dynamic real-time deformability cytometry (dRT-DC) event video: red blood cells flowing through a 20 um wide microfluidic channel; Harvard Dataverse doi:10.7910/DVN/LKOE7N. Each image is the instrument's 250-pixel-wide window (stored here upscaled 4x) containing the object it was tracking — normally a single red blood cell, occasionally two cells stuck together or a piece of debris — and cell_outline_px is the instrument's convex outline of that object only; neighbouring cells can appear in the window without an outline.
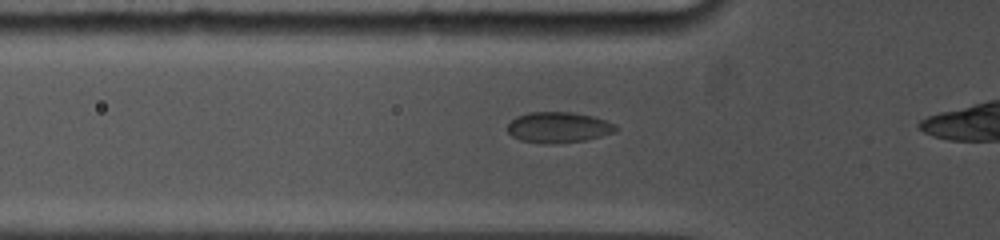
{"species": "common noctule bat (a hibernating species)", "species_latin": "Nyctalus noctula", "temperature_condition": "cold", "stored_images_in_passage": 22, "camera_frame_rate_fps": 5000, "um_per_image_px": 0.085, "animal": {"sex": "female", "body_mass_g": 19.0, "forearm_length_mm": 53.3}, "frame": {"image": 1, "passage_image": 9, "time_ms": 2.4, "image_size_px": [1000, 240], "cell_outline_px": [[620, 128], [616, 132], [584, 140], [552, 144], [544, 144], [520, 140], [512, 136], [508, 132], [508, 124], [516, 116], [528, 112], [572, 112], [592, 116], [616, 124]], "centroid_in_image_um": [47.47, 10.82], "position_along_channel_um": 78.3, "area_um2": 19.48}}
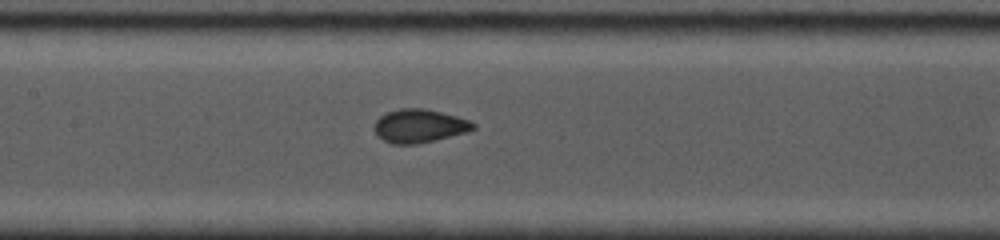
{"frame": {"image": 2, "passage_image": 14, "time_ms": 4.8, "image_size_px": [1000, 240], "cell_outline_px": [[476, 128], [468, 132], [436, 140], [416, 144], [392, 144], [376, 136], [376, 120], [380, 116], [388, 112], [400, 108], [424, 108], [456, 116], [468, 120], [476, 124]], "centroid_in_image_um": [35.67, 10.71], "position_along_channel_um": 171.7, "area_um2": 19.19}}
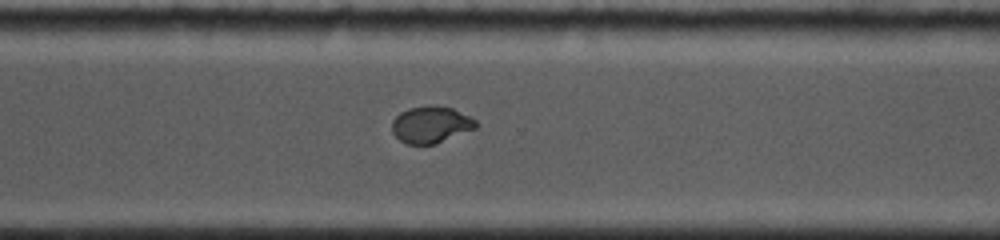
{"frame": {"image": 3, "passage_image": 21, "time_ms": 9.0, "image_size_px": [1000, 240], "cell_outline_px": [[476, 128], [436, 144], [408, 144], [400, 140], [392, 132], [392, 120], [400, 112], [408, 108], [428, 104], [436, 104], [452, 108], [472, 116], [476, 120]], "centroid_in_image_um": [36.63, 10.56], "position_along_channel_um": 334.0, "area_um2": 18.26}}